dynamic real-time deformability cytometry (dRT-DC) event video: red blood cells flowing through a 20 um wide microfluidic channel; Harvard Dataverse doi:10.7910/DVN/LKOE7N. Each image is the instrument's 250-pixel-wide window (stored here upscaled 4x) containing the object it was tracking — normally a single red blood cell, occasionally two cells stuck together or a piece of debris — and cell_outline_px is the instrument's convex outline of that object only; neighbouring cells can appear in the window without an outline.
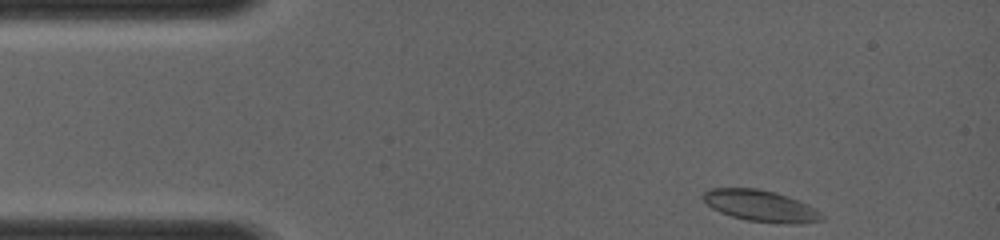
{"species": "common noctule bat (a hibernating species)", "species_latin": "Nyctalus noctula", "temperature_condition": "room temperature", "stored_images_in_passage": 44, "camera_frame_rate_fps": 4000, "um_per_image_px": 0.085, "animal": {"sex": "female", "body_mass_g": 19.0, "forearm_length_mm": 56.7}, "frame": {"image": 1, "passage_image": 1, "time_ms": 0.0, "image_size_px": [1000, 240], "cell_outline_px": [[824, 220], [800, 224], [792, 224], [748, 220], [732, 216], [720, 212], [712, 208], [700, 196], [708, 188], [756, 188], [788, 196], [808, 204], [820, 212], [824, 216]], "centroid_in_image_um": [64.66, 17.49], "position_along_channel_um": 20.3, "area_um2": 21.62}}
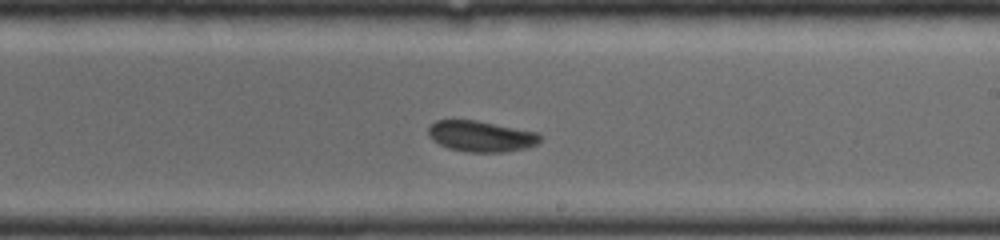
{"frame": {"image": 2, "passage_image": 26, "time_ms": 6.25, "image_size_px": [1000, 240], "cell_outline_px": [[544, 140], [528, 148], [504, 152], [468, 152], [448, 148], [432, 140], [428, 136], [428, 128], [436, 120], [476, 120], [540, 132], [544, 136]], "centroid_in_image_um": [40.96, 11.58], "position_along_channel_um": 248.0, "area_um2": 20.52}}
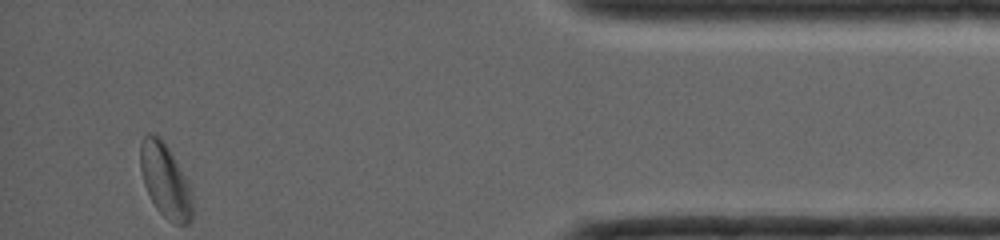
{"frame": {"image": 3, "passage_image": 44, "time_ms": 10.75, "image_size_px": [1000, 240], "cell_outline_px": [[192, 220], [188, 224], [176, 224], [168, 220], [156, 208], [144, 184], [140, 168], [140, 144], [144, 136], [148, 132], [156, 136], [168, 148], [188, 180], [192, 188]], "centroid_in_image_um": [14.07, 15.38], "position_along_channel_um": 421.1, "area_um2": 22.31}}